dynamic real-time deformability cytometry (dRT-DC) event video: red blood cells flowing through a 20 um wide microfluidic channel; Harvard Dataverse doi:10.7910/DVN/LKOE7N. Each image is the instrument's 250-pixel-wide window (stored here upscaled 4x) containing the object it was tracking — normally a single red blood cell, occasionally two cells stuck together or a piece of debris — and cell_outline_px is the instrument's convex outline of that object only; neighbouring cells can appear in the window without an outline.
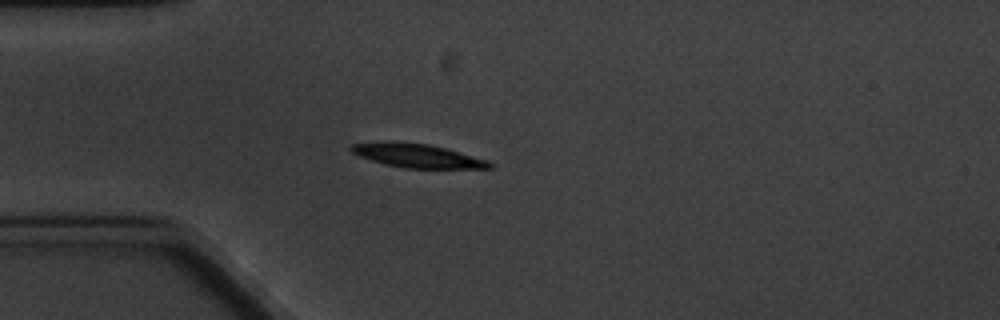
{"species": "common noctule bat (a hibernating species)", "species_latin": "Nyctalus noctula", "temperature_condition": "cold", "stored_images_in_passage": 8, "camera_frame_rate_fps": 3000, "um_per_image_px": 0.085, "animal": {"sex": "male", "body_mass_g": 20.1, "forearm_length_mm": 53.5}, "frame": {"image": 1, "passage_image": 4, "time_ms": 3.667, "image_size_px": [1000, 320], "cell_outline_px": [[492, 168], [404, 168], [384, 164], [360, 156], [352, 152], [348, 148], [352, 144], [388, 140], [392, 140], [428, 144], [444, 148], [488, 160], [492, 164]], "centroid_in_image_um": [35.41, 13.22], "position_along_channel_um": 49.6, "area_um2": 19.13}}
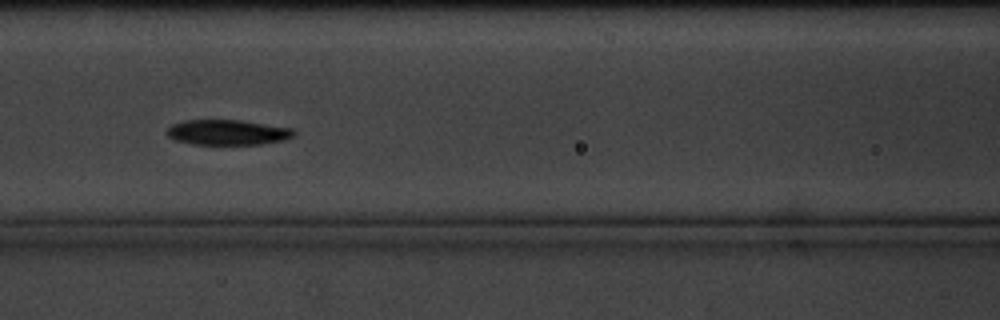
{"frame": {"image": 2, "passage_image": 7, "time_ms": 7.0, "image_size_px": [1000, 320], "cell_outline_px": [[296, 136], [284, 140], [260, 144], [192, 144], [176, 140], [168, 136], [164, 132], [172, 124], [184, 120], [240, 120], [292, 128], [296, 132]], "centroid_in_image_um": [19.35, 11.25], "position_along_channel_um": 147.3, "area_um2": 18.73}}